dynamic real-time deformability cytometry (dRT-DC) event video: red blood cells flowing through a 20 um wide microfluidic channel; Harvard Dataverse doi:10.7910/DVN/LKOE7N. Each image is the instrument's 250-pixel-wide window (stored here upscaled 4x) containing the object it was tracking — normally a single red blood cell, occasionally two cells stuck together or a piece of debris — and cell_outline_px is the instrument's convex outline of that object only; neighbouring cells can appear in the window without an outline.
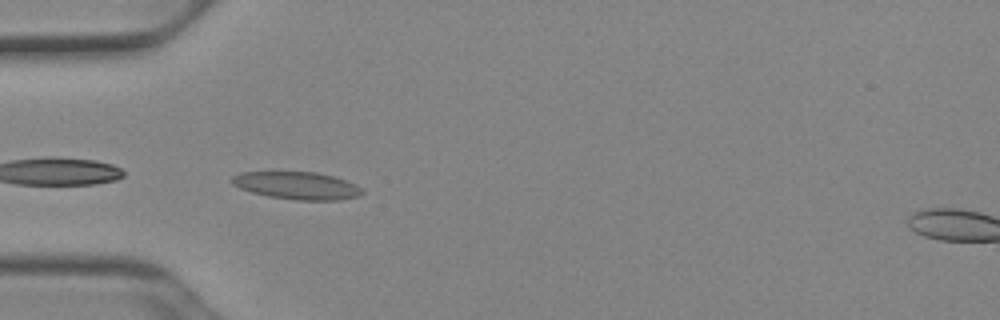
{"species": "Egyptian fruit bat (a non-hibernating species)", "species_latin": "Rousettus aegyptiacus", "temperature_condition": "cold", "stored_images_in_passage": 37, "camera_frame_rate_fps": 3000, "um_per_image_px": 0.085, "animal": {"sex": "female"}, "frame": {"image": 1, "passage_image": 1, "time_ms": 0.0, "image_size_px": [1000, 320], "cell_outline_px": [[364, 192], [356, 196], [340, 200], [296, 200], [268, 196], [252, 192], [240, 188], [232, 184], [232, 176], [240, 172], [316, 172], [332, 176], [356, 184]], "centroid_in_image_um": [25.22, 15.77], "position_along_channel_um": 59.8, "area_um2": 20.69}}
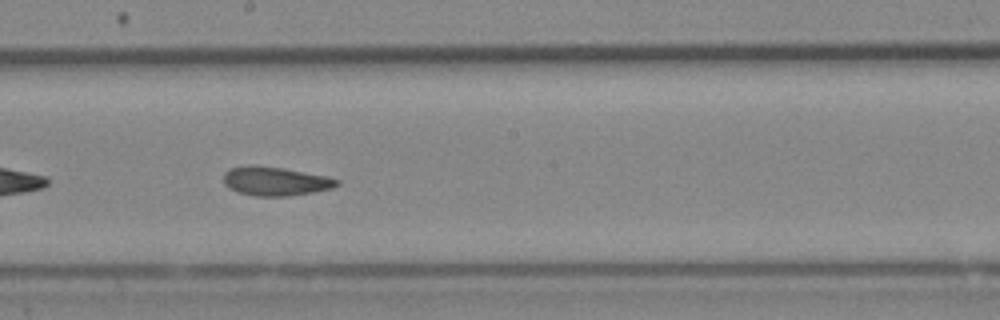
{"frame": {"image": 2, "passage_image": 14, "time_ms": 4.333, "image_size_px": [1000, 320], "cell_outline_px": [[340, 184], [332, 188], [312, 192], [288, 196], [256, 196], [236, 192], [228, 188], [224, 184], [224, 172], [228, 168], [248, 164], [256, 164], [284, 168], [328, 176], [340, 180]], "centroid_in_image_um": [23.37, 15.38], "position_along_channel_um": 224.8, "area_um2": 19.48}}
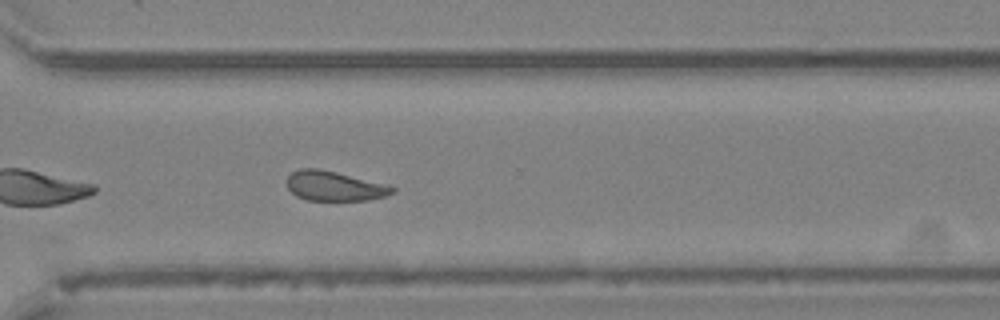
{"frame": {"image": 3, "passage_image": 23, "time_ms": 7.333, "image_size_px": [1000, 320], "cell_outline_px": [[396, 192], [384, 196], [368, 200], [308, 200], [296, 196], [284, 184], [284, 180], [292, 172], [300, 168], [316, 168], [336, 172], [384, 184], [396, 188]], "centroid_in_image_um": [28.36, 15.81], "position_along_channel_um": 342.2, "area_um2": 18.21}, "authors_computed_cell_mechanics": {"area_um2": 19.1318, "velocity_mm_per_s": 3.9065, "shape_relaxation_time_tau1_ms": null, "shape_relaxation_time_tau2_ms": 2.6409, "deformation_change_tau1": null, "deformation_change_tau2": 0.0758}}